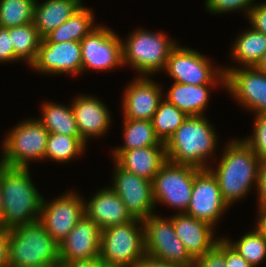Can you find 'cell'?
<instances>
[{"instance_id":"obj_44","label":"cell","mask_w":266,"mask_h":267,"mask_svg":"<svg viewBox=\"0 0 266 267\" xmlns=\"http://www.w3.org/2000/svg\"><path fill=\"white\" fill-rule=\"evenodd\" d=\"M59 267H106L99 259L90 262H73L69 264H63Z\"/></svg>"},{"instance_id":"obj_28","label":"cell","mask_w":266,"mask_h":267,"mask_svg":"<svg viewBox=\"0 0 266 267\" xmlns=\"http://www.w3.org/2000/svg\"><path fill=\"white\" fill-rule=\"evenodd\" d=\"M124 145L114 151H126L150 146H165L156 136L151 120H135L124 118Z\"/></svg>"},{"instance_id":"obj_4","label":"cell","mask_w":266,"mask_h":267,"mask_svg":"<svg viewBox=\"0 0 266 267\" xmlns=\"http://www.w3.org/2000/svg\"><path fill=\"white\" fill-rule=\"evenodd\" d=\"M9 267H59V244L36 222L8 230Z\"/></svg>"},{"instance_id":"obj_33","label":"cell","mask_w":266,"mask_h":267,"mask_svg":"<svg viewBox=\"0 0 266 267\" xmlns=\"http://www.w3.org/2000/svg\"><path fill=\"white\" fill-rule=\"evenodd\" d=\"M224 239L253 267H257L266 258V240L257 228L233 243Z\"/></svg>"},{"instance_id":"obj_42","label":"cell","mask_w":266,"mask_h":267,"mask_svg":"<svg viewBox=\"0 0 266 267\" xmlns=\"http://www.w3.org/2000/svg\"><path fill=\"white\" fill-rule=\"evenodd\" d=\"M133 267H181L144 255Z\"/></svg>"},{"instance_id":"obj_14","label":"cell","mask_w":266,"mask_h":267,"mask_svg":"<svg viewBox=\"0 0 266 267\" xmlns=\"http://www.w3.org/2000/svg\"><path fill=\"white\" fill-rule=\"evenodd\" d=\"M113 186L133 218L144 220L153 214L155 202L152 181L139 177L115 164Z\"/></svg>"},{"instance_id":"obj_7","label":"cell","mask_w":266,"mask_h":267,"mask_svg":"<svg viewBox=\"0 0 266 267\" xmlns=\"http://www.w3.org/2000/svg\"><path fill=\"white\" fill-rule=\"evenodd\" d=\"M48 134L38 119L22 121L3 140L0 164L28 168L29 161L44 160Z\"/></svg>"},{"instance_id":"obj_18","label":"cell","mask_w":266,"mask_h":267,"mask_svg":"<svg viewBox=\"0 0 266 267\" xmlns=\"http://www.w3.org/2000/svg\"><path fill=\"white\" fill-rule=\"evenodd\" d=\"M123 96V118L152 120L165 95L158 83L149 77L138 76L126 87Z\"/></svg>"},{"instance_id":"obj_6","label":"cell","mask_w":266,"mask_h":267,"mask_svg":"<svg viewBox=\"0 0 266 267\" xmlns=\"http://www.w3.org/2000/svg\"><path fill=\"white\" fill-rule=\"evenodd\" d=\"M162 32L153 33L136 29L122 42L123 65H130L140 74L148 76L165 68L171 51L178 45Z\"/></svg>"},{"instance_id":"obj_45","label":"cell","mask_w":266,"mask_h":267,"mask_svg":"<svg viewBox=\"0 0 266 267\" xmlns=\"http://www.w3.org/2000/svg\"><path fill=\"white\" fill-rule=\"evenodd\" d=\"M256 67L259 68L260 70L266 72V51H265L261 61L259 62V64Z\"/></svg>"},{"instance_id":"obj_39","label":"cell","mask_w":266,"mask_h":267,"mask_svg":"<svg viewBox=\"0 0 266 267\" xmlns=\"http://www.w3.org/2000/svg\"><path fill=\"white\" fill-rule=\"evenodd\" d=\"M15 62L14 46L10 38L9 28L0 27V62Z\"/></svg>"},{"instance_id":"obj_13","label":"cell","mask_w":266,"mask_h":267,"mask_svg":"<svg viewBox=\"0 0 266 267\" xmlns=\"http://www.w3.org/2000/svg\"><path fill=\"white\" fill-rule=\"evenodd\" d=\"M84 201L73 191L50 202H46L43 198L39 221L58 244L85 214Z\"/></svg>"},{"instance_id":"obj_22","label":"cell","mask_w":266,"mask_h":267,"mask_svg":"<svg viewBox=\"0 0 266 267\" xmlns=\"http://www.w3.org/2000/svg\"><path fill=\"white\" fill-rule=\"evenodd\" d=\"M112 157L115 163L124 170L149 181L155 178L162 165L167 161L165 146L113 151Z\"/></svg>"},{"instance_id":"obj_19","label":"cell","mask_w":266,"mask_h":267,"mask_svg":"<svg viewBox=\"0 0 266 267\" xmlns=\"http://www.w3.org/2000/svg\"><path fill=\"white\" fill-rule=\"evenodd\" d=\"M71 107L77 122L80 138L86 143L87 138L99 137L110 127L111 115L100 99L80 95L72 102Z\"/></svg>"},{"instance_id":"obj_26","label":"cell","mask_w":266,"mask_h":267,"mask_svg":"<svg viewBox=\"0 0 266 267\" xmlns=\"http://www.w3.org/2000/svg\"><path fill=\"white\" fill-rule=\"evenodd\" d=\"M232 47L233 61L244 67L257 66L266 51V35L251 27L236 38Z\"/></svg>"},{"instance_id":"obj_21","label":"cell","mask_w":266,"mask_h":267,"mask_svg":"<svg viewBox=\"0 0 266 267\" xmlns=\"http://www.w3.org/2000/svg\"><path fill=\"white\" fill-rule=\"evenodd\" d=\"M84 211L101 230L133 219L121 198L109 187L100 189L90 201H85Z\"/></svg>"},{"instance_id":"obj_36","label":"cell","mask_w":266,"mask_h":267,"mask_svg":"<svg viewBox=\"0 0 266 267\" xmlns=\"http://www.w3.org/2000/svg\"><path fill=\"white\" fill-rule=\"evenodd\" d=\"M215 246L225 255L226 267H253L224 238H219Z\"/></svg>"},{"instance_id":"obj_11","label":"cell","mask_w":266,"mask_h":267,"mask_svg":"<svg viewBox=\"0 0 266 267\" xmlns=\"http://www.w3.org/2000/svg\"><path fill=\"white\" fill-rule=\"evenodd\" d=\"M80 43L82 72L86 69L109 71L123 65L122 40L105 25L94 28Z\"/></svg>"},{"instance_id":"obj_17","label":"cell","mask_w":266,"mask_h":267,"mask_svg":"<svg viewBox=\"0 0 266 267\" xmlns=\"http://www.w3.org/2000/svg\"><path fill=\"white\" fill-rule=\"evenodd\" d=\"M47 74H82L81 43L66 41L61 43L41 41L37 57L30 66Z\"/></svg>"},{"instance_id":"obj_37","label":"cell","mask_w":266,"mask_h":267,"mask_svg":"<svg viewBox=\"0 0 266 267\" xmlns=\"http://www.w3.org/2000/svg\"><path fill=\"white\" fill-rule=\"evenodd\" d=\"M192 267H226L225 255L214 246L203 256L196 258Z\"/></svg>"},{"instance_id":"obj_2","label":"cell","mask_w":266,"mask_h":267,"mask_svg":"<svg viewBox=\"0 0 266 267\" xmlns=\"http://www.w3.org/2000/svg\"><path fill=\"white\" fill-rule=\"evenodd\" d=\"M28 170L0 164L1 228L5 230L36 222L40 218L43 197L35 188Z\"/></svg>"},{"instance_id":"obj_40","label":"cell","mask_w":266,"mask_h":267,"mask_svg":"<svg viewBox=\"0 0 266 267\" xmlns=\"http://www.w3.org/2000/svg\"><path fill=\"white\" fill-rule=\"evenodd\" d=\"M258 193L259 208H266V161L261 162L259 168L258 186L256 187Z\"/></svg>"},{"instance_id":"obj_9","label":"cell","mask_w":266,"mask_h":267,"mask_svg":"<svg viewBox=\"0 0 266 267\" xmlns=\"http://www.w3.org/2000/svg\"><path fill=\"white\" fill-rule=\"evenodd\" d=\"M201 169L166 161L152 180L153 198L180 213H185L192 195L194 177Z\"/></svg>"},{"instance_id":"obj_10","label":"cell","mask_w":266,"mask_h":267,"mask_svg":"<svg viewBox=\"0 0 266 267\" xmlns=\"http://www.w3.org/2000/svg\"><path fill=\"white\" fill-rule=\"evenodd\" d=\"M209 59L198 51L177 45L170 53L165 70L176 83L225 86V73L222 67H214Z\"/></svg>"},{"instance_id":"obj_16","label":"cell","mask_w":266,"mask_h":267,"mask_svg":"<svg viewBox=\"0 0 266 267\" xmlns=\"http://www.w3.org/2000/svg\"><path fill=\"white\" fill-rule=\"evenodd\" d=\"M100 227L85 214L59 244V264L90 262L100 256Z\"/></svg>"},{"instance_id":"obj_34","label":"cell","mask_w":266,"mask_h":267,"mask_svg":"<svg viewBox=\"0 0 266 267\" xmlns=\"http://www.w3.org/2000/svg\"><path fill=\"white\" fill-rule=\"evenodd\" d=\"M253 134L243 139L258 156L261 162L266 161V114L256 115Z\"/></svg>"},{"instance_id":"obj_3","label":"cell","mask_w":266,"mask_h":267,"mask_svg":"<svg viewBox=\"0 0 266 267\" xmlns=\"http://www.w3.org/2000/svg\"><path fill=\"white\" fill-rule=\"evenodd\" d=\"M205 115L188 116L165 143L167 160L208 169L207 157L215 155L216 132Z\"/></svg>"},{"instance_id":"obj_27","label":"cell","mask_w":266,"mask_h":267,"mask_svg":"<svg viewBox=\"0 0 266 267\" xmlns=\"http://www.w3.org/2000/svg\"><path fill=\"white\" fill-rule=\"evenodd\" d=\"M41 111L43 115L38 120L50 133L80 136L71 105L68 107L48 101L42 105Z\"/></svg>"},{"instance_id":"obj_12","label":"cell","mask_w":266,"mask_h":267,"mask_svg":"<svg viewBox=\"0 0 266 267\" xmlns=\"http://www.w3.org/2000/svg\"><path fill=\"white\" fill-rule=\"evenodd\" d=\"M223 71L226 90L233 98L256 115L266 114V72L256 66H233Z\"/></svg>"},{"instance_id":"obj_32","label":"cell","mask_w":266,"mask_h":267,"mask_svg":"<svg viewBox=\"0 0 266 267\" xmlns=\"http://www.w3.org/2000/svg\"><path fill=\"white\" fill-rule=\"evenodd\" d=\"M36 0H0V27L10 28L33 22Z\"/></svg>"},{"instance_id":"obj_43","label":"cell","mask_w":266,"mask_h":267,"mask_svg":"<svg viewBox=\"0 0 266 267\" xmlns=\"http://www.w3.org/2000/svg\"><path fill=\"white\" fill-rule=\"evenodd\" d=\"M259 218L256 223L257 230L263 235L266 240V208L259 209Z\"/></svg>"},{"instance_id":"obj_15","label":"cell","mask_w":266,"mask_h":267,"mask_svg":"<svg viewBox=\"0 0 266 267\" xmlns=\"http://www.w3.org/2000/svg\"><path fill=\"white\" fill-rule=\"evenodd\" d=\"M228 208L216 177L209 169H201L194 177L190 204L185 214L213 227Z\"/></svg>"},{"instance_id":"obj_24","label":"cell","mask_w":266,"mask_h":267,"mask_svg":"<svg viewBox=\"0 0 266 267\" xmlns=\"http://www.w3.org/2000/svg\"><path fill=\"white\" fill-rule=\"evenodd\" d=\"M216 84L191 85L176 83L167 91L166 99L188 116H202L208 107L209 89Z\"/></svg>"},{"instance_id":"obj_29","label":"cell","mask_w":266,"mask_h":267,"mask_svg":"<svg viewBox=\"0 0 266 267\" xmlns=\"http://www.w3.org/2000/svg\"><path fill=\"white\" fill-rule=\"evenodd\" d=\"M9 34L14 46L15 58L25 60L29 66L35 61L42 37L34 23L10 27Z\"/></svg>"},{"instance_id":"obj_23","label":"cell","mask_w":266,"mask_h":267,"mask_svg":"<svg viewBox=\"0 0 266 267\" xmlns=\"http://www.w3.org/2000/svg\"><path fill=\"white\" fill-rule=\"evenodd\" d=\"M83 6L81 0H46L42 4H38L36 1L33 18L34 26L40 36L44 38Z\"/></svg>"},{"instance_id":"obj_30","label":"cell","mask_w":266,"mask_h":267,"mask_svg":"<svg viewBox=\"0 0 266 267\" xmlns=\"http://www.w3.org/2000/svg\"><path fill=\"white\" fill-rule=\"evenodd\" d=\"M86 143L80 136H68L58 133H50L47 138L44 160L51 159L56 162L72 161L73 158L85 152Z\"/></svg>"},{"instance_id":"obj_8","label":"cell","mask_w":266,"mask_h":267,"mask_svg":"<svg viewBox=\"0 0 266 267\" xmlns=\"http://www.w3.org/2000/svg\"><path fill=\"white\" fill-rule=\"evenodd\" d=\"M145 255L181 267H192L194 259L175 234L173 221L151 214L143 220Z\"/></svg>"},{"instance_id":"obj_20","label":"cell","mask_w":266,"mask_h":267,"mask_svg":"<svg viewBox=\"0 0 266 267\" xmlns=\"http://www.w3.org/2000/svg\"><path fill=\"white\" fill-rule=\"evenodd\" d=\"M171 219L175 234L194 260L210 251L219 239L214 240V227L193 216L178 212Z\"/></svg>"},{"instance_id":"obj_5","label":"cell","mask_w":266,"mask_h":267,"mask_svg":"<svg viewBox=\"0 0 266 267\" xmlns=\"http://www.w3.org/2000/svg\"><path fill=\"white\" fill-rule=\"evenodd\" d=\"M144 255L143 220L133 218L101 230L99 260L106 267H133Z\"/></svg>"},{"instance_id":"obj_41","label":"cell","mask_w":266,"mask_h":267,"mask_svg":"<svg viewBox=\"0 0 266 267\" xmlns=\"http://www.w3.org/2000/svg\"><path fill=\"white\" fill-rule=\"evenodd\" d=\"M0 267H9V233L0 228Z\"/></svg>"},{"instance_id":"obj_46","label":"cell","mask_w":266,"mask_h":267,"mask_svg":"<svg viewBox=\"0 0 266 267\" xmlns=\"http://www.w3.org/2000/svg\"><path fill=\"white\" fill-rule=\"evenodd\" d=\"M3 217V210H2V192H1V186H0V228H1V220Z\"/></svg>"},{"instance_id":"obj_31","label":"cell","mask_w":266,"mask_h":267,"mask_svg":"<svg viewBox=\"0 0 266 267\" xmlns=\"http://www.w3.org/2000/svg\"><path fill=\"white\" fill-rule=\"evenodd\" d=\"M187 117L185 112L176 108L166 99H162L151 120L156 136L161 142L166 143Z\"/></svg>"},{"instance_id":"obj_25","label":"cell","mask_w":266,"mask_h":267,"mask_svg":"<svg viewBox=\"0 0 266 267\" xmlns=\"http://www.w3.org/2000/svg\"><path fill=\"white\" fill-rule=\"evenodd\" d=\"M93 11L88 7H82L58 28L47 34L44 42L61 43L66 41L80 42L98 25H94Z\"/></svg>"},{"instance_id":"obj_38","label":"cell","mask_w":266,"mask_h":267,"mask_svg":"<svg viewBox=\"0 0 266 267\" xmlns=\"http://www.w3.org/2000/svg\"><path fill=\"white\" fill-rule=\"evenodd\" d=\"M247 18L254 30L266 35V2L254 4L250 9Z\"/></svg>"},{"instance_id":"obj_35","label":"cell","mask_w":266,"mask_h":267,"mask_svg":"<svg viewBox=\"0 0 266 267\" xmlns=\"http://www.w3.org/2000/svg\"><path fill=\"white\" fill-rule=\"evenodd\" d=\"M253 2L254 0H205V7L209 13L213 14L234 12L239 9V11L245 10L244 13L248 15L254 6Z\"/></svg>"},{"instance_id":"obj_1","label":"cell","mask_w":266,"mask_h":267,"mask_svg":"<svg viewBox=\"0 0 266 267\" xmlns=\"http://www.w3.org/2000/svg\"><path fill=\"white\" fill-rule=\"evenodd\" d=\"M224 150L216 169L211 166L208 169L218 181L223 200L230 206L244 198L254 184L258 186L261 161L243 139L227 142Z\"/></svg>"}]
</instances>
